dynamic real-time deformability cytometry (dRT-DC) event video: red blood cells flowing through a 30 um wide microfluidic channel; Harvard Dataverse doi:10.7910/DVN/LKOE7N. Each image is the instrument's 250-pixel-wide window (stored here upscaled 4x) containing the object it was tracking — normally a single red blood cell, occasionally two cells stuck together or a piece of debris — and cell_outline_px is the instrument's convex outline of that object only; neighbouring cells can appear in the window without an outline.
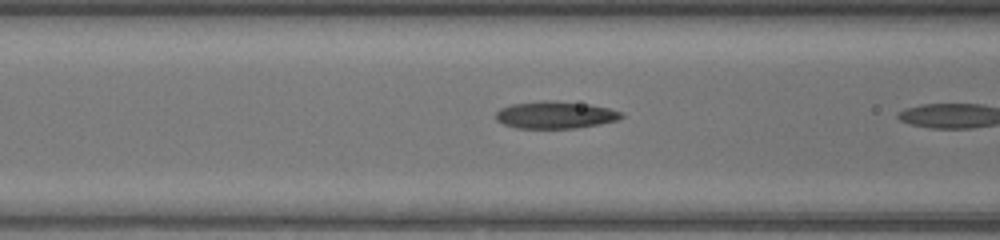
{"species": "common noctule bat (a hibernating species)", "species_latin": "Nyctalus noctula", "temperature_condition": "warm", "stored_images_in_passage": 5, "camera_frame_rate_fps": 3000, "um_per_image_px": 0.085, "animal": {"sex": "female", "body_mass_g": 17.0, "forearm_length_mm": 48.0}, "frame": {"image": 1, "passage_image": 4, "time_ms": 1.0, "image_size_px": [1000, 240], "cell_outline_px": [[624, 116], [616, 120], [596, 124], [572, 128], [516, 128], [504, 124], [496, 120], [496, 112], [500, 108], [512, 104], [540, 100], [544, 100], [588, 104], [608, 108], [620, 112]], "centroid_in_image_um": [47.13, 9.76], "position_along_channel_um": 119.5, "area_um2": 19.59}}